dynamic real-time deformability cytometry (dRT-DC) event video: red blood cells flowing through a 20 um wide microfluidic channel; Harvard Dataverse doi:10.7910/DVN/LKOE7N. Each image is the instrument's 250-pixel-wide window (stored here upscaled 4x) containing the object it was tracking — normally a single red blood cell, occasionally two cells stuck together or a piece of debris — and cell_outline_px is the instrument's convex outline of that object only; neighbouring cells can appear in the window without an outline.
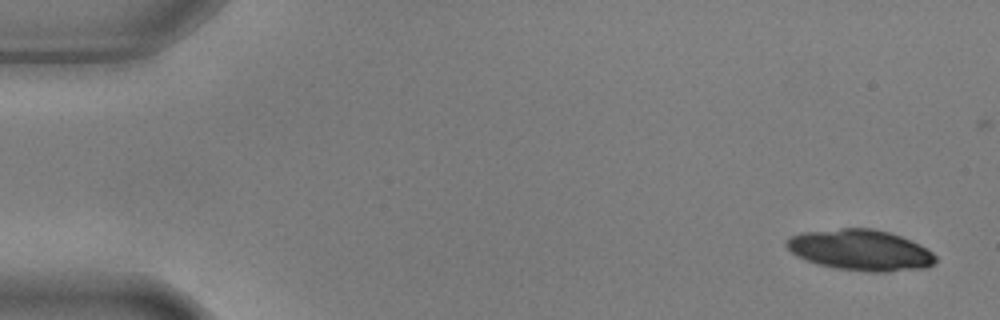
{"species": "common noctule bat (a hibernating species)", "species_latin": "Nyctalus noctula", "temperature_condition": "warm", "stored_images_in_passage": 5, "camera_frame_rate_fps": 3000, "um_per_image_px": 0.085, "animal": {"sex": "male", "body_mass_g": 17.9, "forearm_length_mm": 54.2}, "frame": {"image": 1, "passage_image": 1, "time_ms": 0.0, "image_size_px": [1000, 320], "cell_outline_px": [[936, 264], [928, 268], [888, 272], [868, 272], [836, 268], [816, 264], [796, 256], [784, 244], [788, 236], [804, 232], [840, 228], [872, 228], [888, 232], [900, 236], [920, 244], [928, 248], [936, 256]], "centroid_in_image_um": [73.16, 21.26], "position_along_channel_um": 11.8, "area_um2": 35.95}}